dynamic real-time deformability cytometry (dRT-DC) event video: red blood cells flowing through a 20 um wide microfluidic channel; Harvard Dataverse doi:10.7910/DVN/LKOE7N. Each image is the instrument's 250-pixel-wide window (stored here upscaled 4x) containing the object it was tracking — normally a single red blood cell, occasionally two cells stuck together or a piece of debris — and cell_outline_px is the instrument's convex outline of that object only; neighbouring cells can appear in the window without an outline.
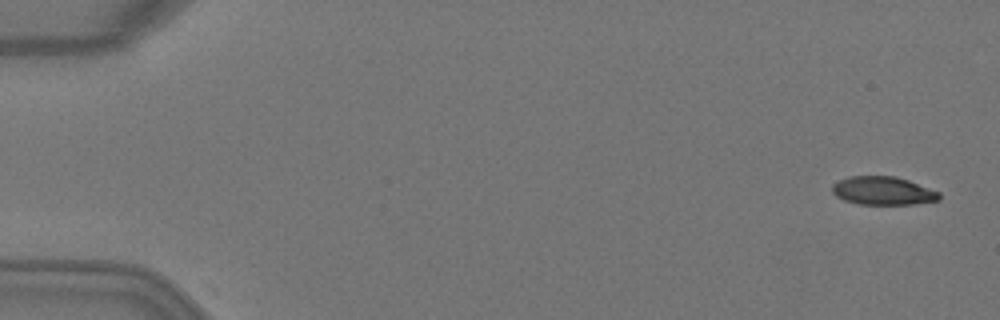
{"species": "Egyptian fruit bat (a non-hibernating species)", "species_latin": "Rousettus aegyptiacus", "temperature_condition": "warm", "stored_images_in_passage": 5, "camera_frame_rate_fps": 3000, "um_per_image_px": 0.085, "animal": {"sex": "female"}, "frame": {"image": 1, "passage_image": 1, "time_ms": 0.0, "image_size_px": [1000, 320], "cell_outline_px": [[940, 200], [916, 204], [860, 204], [844, 200], [836, 196], [832, 192], [832, 184], [848, 176], [896, 176], [908, 180], [940, 192]], "centroid_in_image_um": [75.06, 16.21], "position_along_channel_um": 9.9, "area_um2": 17.69}}
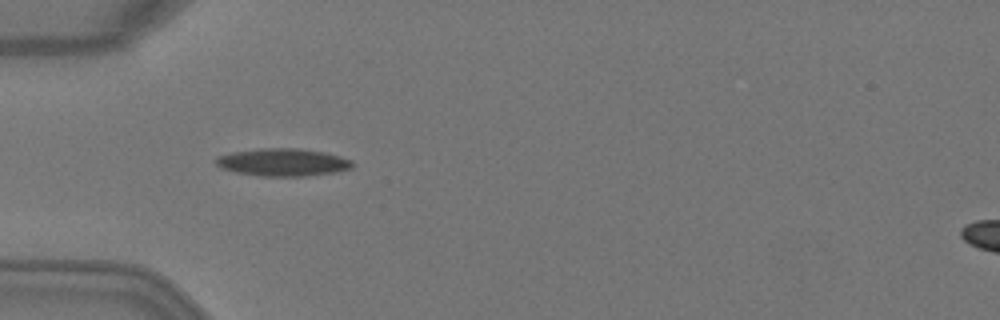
{"frame": {"image": 2, "passage_image": 4, "time_ms": 1.0, "image_size_px": [1000, 320], "cell_outline_px": [[352, 168], [336, 172], [304, 176], [260, 176], [236, 172], [220, 168], [216, 164], [216, 156], [232, 152], [260, 148], [296, 148], [324, 152], [340, 156], [352, 160]], "centroid_in_image_um": [24.02, 13.79], "position_along_channel_um": 61.0, "area_um2": 21.96}}